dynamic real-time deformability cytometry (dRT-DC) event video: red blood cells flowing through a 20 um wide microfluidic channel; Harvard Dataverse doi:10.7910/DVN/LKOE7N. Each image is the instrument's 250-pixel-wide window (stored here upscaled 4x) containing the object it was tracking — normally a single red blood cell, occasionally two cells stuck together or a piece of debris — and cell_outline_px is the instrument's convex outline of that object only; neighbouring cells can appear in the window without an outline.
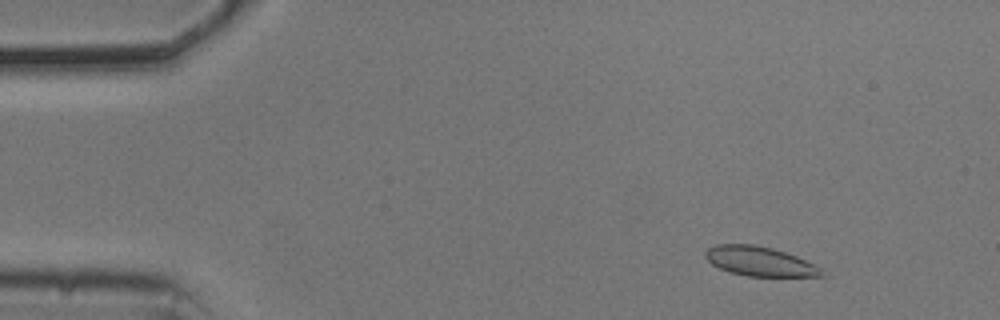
{"species": "common noctule bat (a hibernating species)", "species_latin": "Nyctalus noctula", "temperature_condition": "cold", "stored_images_in_passage": 53, "camera_frame_rate_fps": 3000, "um_per_image_px": 0.085, "animal": {"sex": "male", "body_mass_g": 20.5, "forearm_length_mm": 52.5}, "frame": {"image": 1, "passage_image": 5, "time_ms": 1.333, "image_size_px": [1000, 320], "cell_outline_px": [[828, 276], [748, 276], [732, 272], [720, 268], [712, 264], [704, 256], [704, 252], [708, 248], [716, 244], [752, 244], [772, 248], [796, 256], [824, 268]], "centroid_in_image_um": [64.62, 22.21], "position_along_channel_um": 20.4, "area_um2": 20.0}}
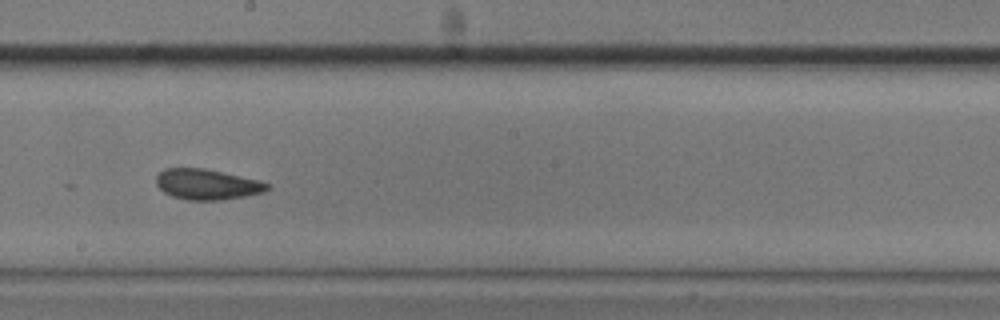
{"frame": {"image": 2, "passage_image": 29, "time_ms": 9.333, "image_size_px": [1000, 320], "cell_outline_px": [[272, 184], [264, 192], [244, 196], [220, 200], [188, 200], [172, 196], [164, 192], [156, 184], [156, 176], [164, 168], [204, 168], [260, 180]], "centroid_in_image_um": [17.61, 15.66], "position_along_channel_um": 230.6, "area_um2": 19.77}}
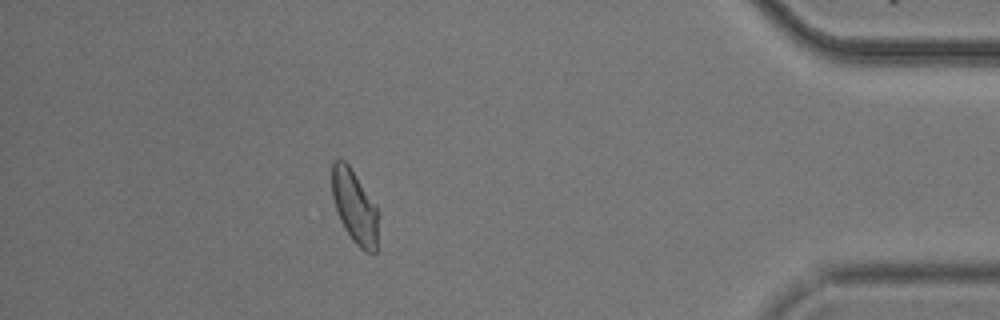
{"frame": {"image": 3, "passage_image": 47, "time_ms": 15.333, "image_size_px": [1000, 320], "cell_outline_px": [[380, 212], [376, 252], [364, 252], [352, 240], [344, 228], [340, 220], [332, 196], [332, 164], [336, 160], [344, 160], [348, 164]], "centroid_in_image_um": [30.17, 17.62], "position_along_channel_um": 405.0, "area_um2": 19.83}, "authors_computed_cell_mechanics": {"area_um2": 20.1722, "velocity_mm_per_s": 3.6784, "shape_relaxation_time_tau1_ms": 2.9973, "shape_relaxation_time_tau2_ms": 1.8787, "deformation_change_tau1": 0.0781, "deformation_change_tau2": 0.0496}}